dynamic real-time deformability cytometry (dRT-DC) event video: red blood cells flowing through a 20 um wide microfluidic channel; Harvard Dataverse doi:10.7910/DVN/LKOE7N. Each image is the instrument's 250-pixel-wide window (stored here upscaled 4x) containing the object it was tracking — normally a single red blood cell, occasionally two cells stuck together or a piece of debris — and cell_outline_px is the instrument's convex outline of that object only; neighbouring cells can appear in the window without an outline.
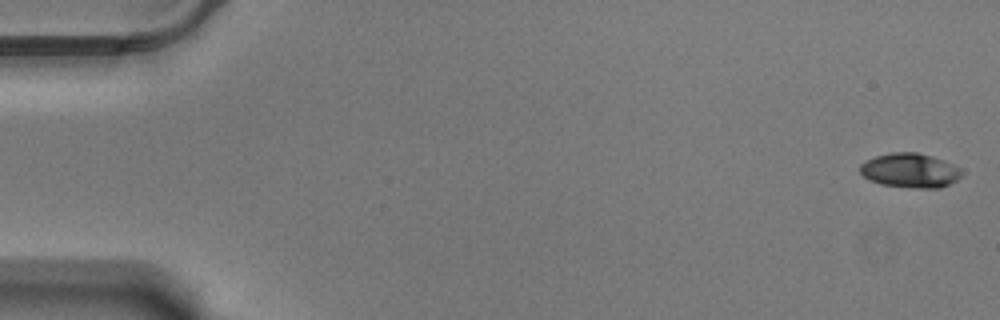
{"species": "Egyptian fruit bat (a non-hibernating species)", "species_latin": "Rousettus aegyptiacus", "temperature_condition": "warm", "stored_images_in_passage": 58, "camera_frame_rate_fps": 3000, "um_per_image_px": 0.085, "animal": {"sex": "male"}, "frame": {"image": 1, "passage_image": 1, "time_ms": 0.0, "image_size_px": [1000, 320], "cell_outline_px": [[960, 176], [956, 180], [940, 188], [908, 188], [880, 184], [864, 176], [860, 172], [860, 164], [876, 156], [892, 152], [916, 152], [932, 156], [944, 160], [960, 168]], "centroid_in_image_um": [77.35, 14.49], "position_along_channel_um": 7.7, "area_um2": 20.23}}
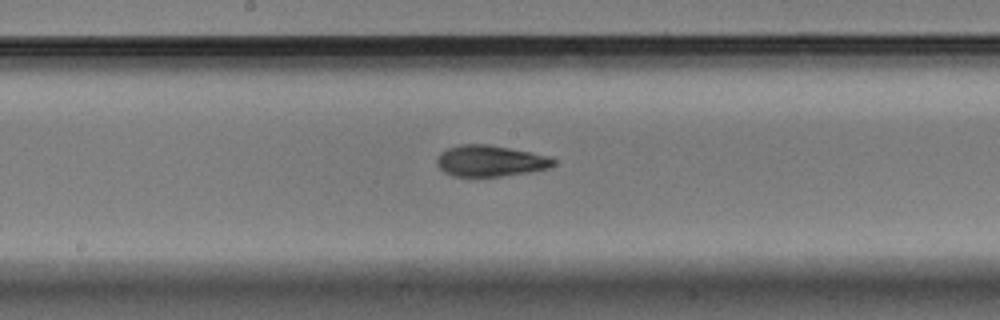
{"frame": {"image": 2, "passage_image": 31, "time_ms": 10.0, "image_size_px": [1000, 320], "cell_outline_px": [[556, 164], [548, 168], [528, 172], [500, 176], [452, 176], [444, 172], [436, 164], [436, 160], [440, 152], [448, 148], [460, 144], [488, 144], [552, 156], [556, 160]], "centroid_in_image_um": [41.68, 13.67], "position_along_channel_um": 206.5, "area_um2": 21.27}}
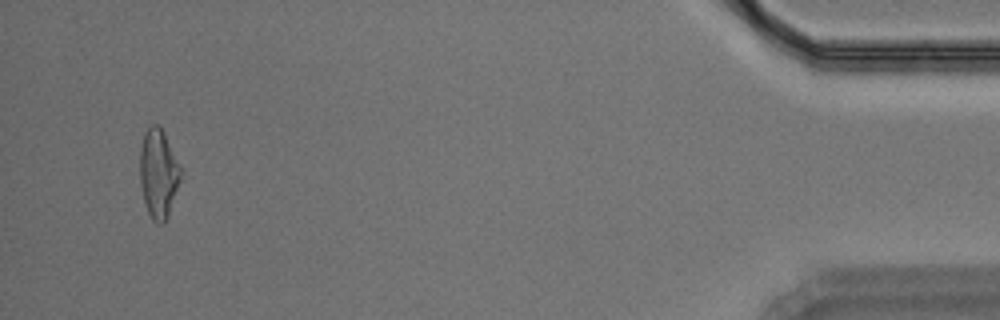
{"frame": {"image": 3, "passage_image": 56, "time_ms": 18.333, "image_size_px": [1000, 320], "cell_outline_px": [[184, 172], [168, 216], [164, 224], [156, 224], [152, 220], [144, 204], [140, 184], [140, 148], [144, 132], [152, 124], [160, 124]], "centroid_in_image_um": [13.49, 14.76], "position_along_channel_um": 421.7, "area_um2": 21.73}, "authors_computed_cell_mechanics": {"area_um2": 21.0392, "velocity_mm_per_s": 3.4871, "shape_relaxation_time_tau1_ms": 5.0748, "shape_relaxation_time_tau2_ms": 2.8974, "deformation_change_tau1": 0.161, "deformation_change_tau2": 0.1069}}